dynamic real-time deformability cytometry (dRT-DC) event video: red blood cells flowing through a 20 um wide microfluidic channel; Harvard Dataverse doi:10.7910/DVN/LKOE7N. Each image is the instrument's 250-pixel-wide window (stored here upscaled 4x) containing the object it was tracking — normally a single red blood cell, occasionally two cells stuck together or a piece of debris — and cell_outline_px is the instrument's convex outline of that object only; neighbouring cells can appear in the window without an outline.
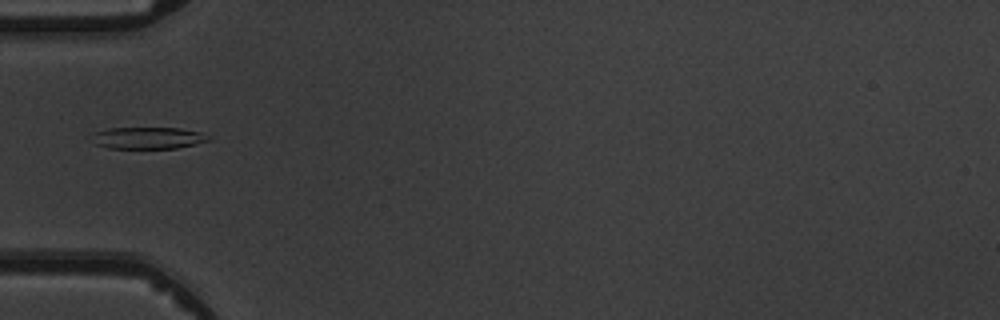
{"species": "common noctule bat (a hibernating species)", "species_latin": "Nyctalus noctula", "temperature_condition": "warm", "stored_images_in_passage": 4, "camera_frame_rate_fps": 3000, "um_per_image_px": 0.085, "animal": {"sex": "male", "body_mass_g": 19.5, "forearm_length_mm": 54.6}, "frame": {"image": 1, "passage_image": 3, "time_ms": 2.333, "image_size_px": [1000, 320], "cell_outline_px": [[212, 140], [196, 144], [176, 148], [108, 148], [96, 144], [88, 136], [92, 132], [108, 128], [180, 128], [200, 132], [212, 136]], "centroid_in_image_um": [12.56, 11.72], "position_along_channel_um": 72.4, "area_um2": 15.09}}